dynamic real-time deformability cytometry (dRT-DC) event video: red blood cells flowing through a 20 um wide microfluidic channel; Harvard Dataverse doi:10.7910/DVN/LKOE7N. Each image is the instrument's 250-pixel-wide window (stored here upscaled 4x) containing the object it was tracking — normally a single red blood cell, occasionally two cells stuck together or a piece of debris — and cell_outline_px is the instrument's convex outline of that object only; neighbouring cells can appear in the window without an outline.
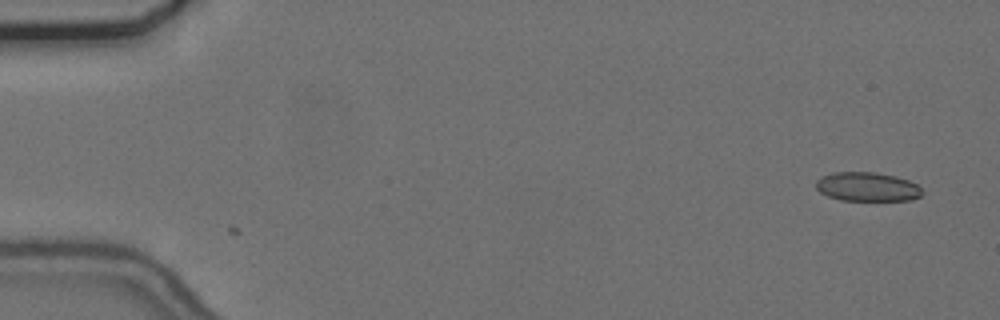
{"species": "common noctule bat (a hibernating species)", "species_latin": "Nyctalus noctula", "temperature_condition": "cold", "stored_images_in_passage": 3, "camera_frame_rate_fps": 3000, "um_per_image_px": 0.085, "animal": {"sex": "female", "body_mass_g": 24.6, "forearm_length_mm": 56.2}, "frame": {"image": 1, "passage_image": 1, "time_ms": 0.0, "image_size_px": [1000, 320], "cell_outline_px": [[924, 192], [920, 196], [908, 200], [840, 200], [828, 196], [820, 192], [816, 188], [816, 180], [820, 176], [832, 172], [876, 172], [896, 176], [908, 180], [916, 184]], "centroid_in_image_um": [73.69, 15.86], "position_along_channel_um": 11.3, "area_um2": 18.03}}